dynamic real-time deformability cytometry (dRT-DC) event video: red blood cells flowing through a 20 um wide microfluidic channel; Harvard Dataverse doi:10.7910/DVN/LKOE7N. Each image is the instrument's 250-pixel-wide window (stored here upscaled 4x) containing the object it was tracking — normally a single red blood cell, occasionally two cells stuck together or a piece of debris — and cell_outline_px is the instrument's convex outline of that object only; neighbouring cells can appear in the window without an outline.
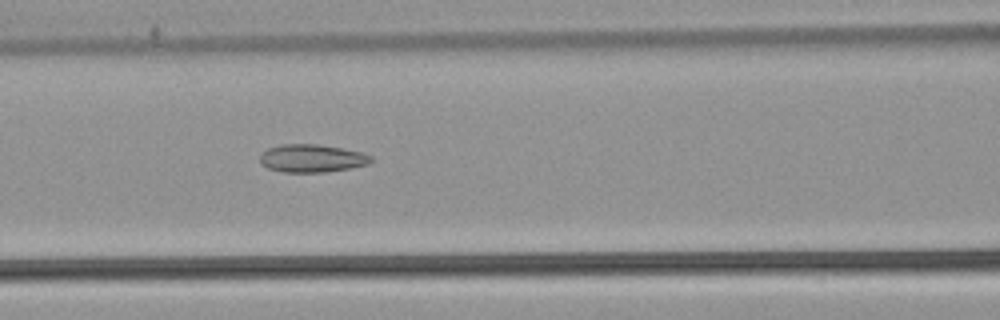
{"species": "common noctule bat (a hibernating species)", "species_latin": "Nyctalus noctula", "temperature_condition": "warm", "stored_images_in_passage": 38, "camera_frame_rate_fps": 3000, "um_per_image_px": 0.085, "animal": {"sex": "male", "body_mass_g": 21.5, "forearm_length_mm": 52.0}, "frame": {"image": 1, "passage_image": 9, "time_ms": 2.667, "image_size_px": [1000, 320], "cell_outline_px": [[372, 160], [368, 164], [352, 168], [324, 172], [284, 172], [268, 168], [260, 164], [260, 156], [268, 148], [280, 144], [316, 144], [364, 152], [372, 156]], "centroid_in_image_um": [26.52, 13.46], "position_along_channel_um": 140.1, "area_um2": 18.09}}
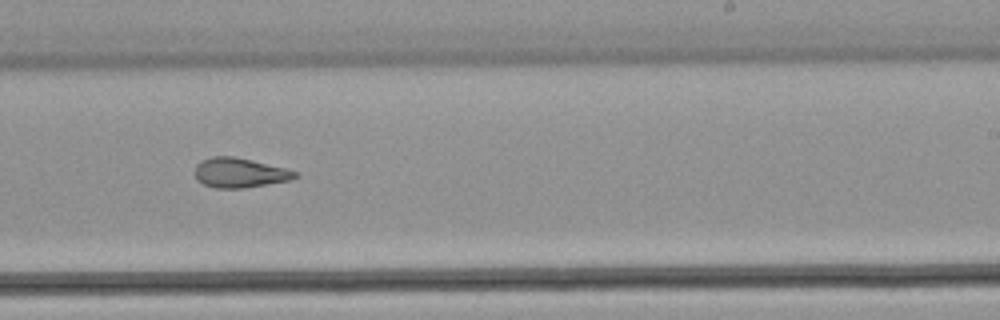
{"frame": {"image": 2, "passage_image": 19, "time_ms": 6.0, "image_size_px": [1000, 320], "cell_outline_px": [[300, 176], [292, 180], [244, 188], [216, 188], [204, 184], [196, 180], [196, 164], [200, 160], [212, 156], [232, 156], [252, 160], [300, 172]], "centroid_in_image_um": [20.4, 14.68], "position_along_channel_um": 268.6, "area_um2": 17.46}}
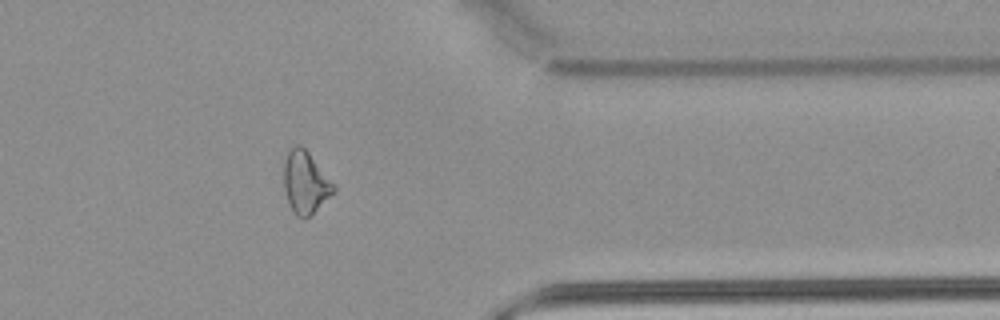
{"frame": {"image": 3, "passage_image": 29, "time_ms": 9.333, "image_size_px": [1000, 320], "cell_outline_px": [[336, 192], [308, 216], [296, 216], [288, 204], [284, 188], [284, 160], [288, 152], [296, 144], [300, 144], [308, 152], [336, 184]], "centroid_in_image_um": [25.98, 15.49], "position_along_channel_um": 385.4, "area_um2": 18.03}}